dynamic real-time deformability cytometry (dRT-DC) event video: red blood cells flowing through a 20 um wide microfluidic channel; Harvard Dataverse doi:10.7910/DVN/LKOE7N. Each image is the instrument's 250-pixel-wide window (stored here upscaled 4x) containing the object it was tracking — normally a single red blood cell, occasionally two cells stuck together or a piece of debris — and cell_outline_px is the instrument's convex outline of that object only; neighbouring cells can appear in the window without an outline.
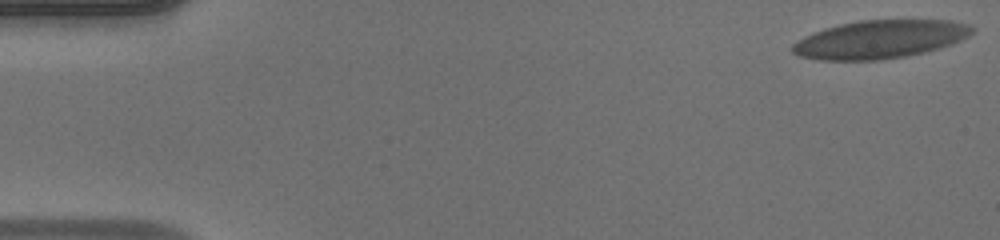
{"species": "human", "species_latin": "Homo sapiens", "temperature_condition": "warm", "stored_images_in_passage": 50, "camera_frame_rate_fps": 3000, "um_per_image_px": 0.085, "donor": {"sex": "male"}, "frame": {"image": 1, "passage_image": 1, "time_ms": 0.0, "image_size_px": [1000, 240], "cell_outline_px": [[972, 32], [968, 36], [952, 44], [924, 52], [904, 56], [880, 60], [820, 60], [800, 56], [792, 52], [792, 44], [796, 40], [812, 32], [824, 28], [840, 24], [860, 20], [952, 20], [968, 24], [972, 28]], "centroid_in_image_um": [74.76, 3.34], "position_along_channel_um": 10.2, "area_um2": 39.94}}
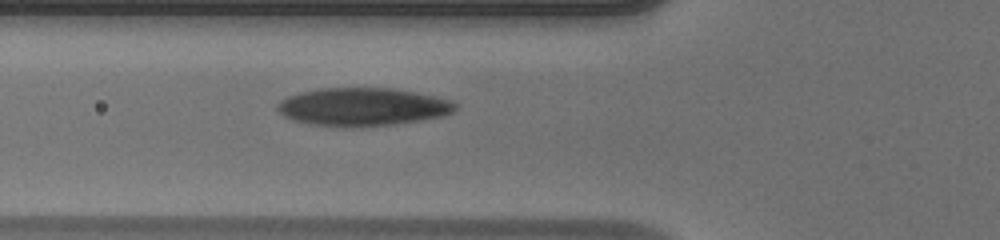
{"frame": {"image": 2, "passage_image": 18, "time_ms": 5.667, "image_size_px": [1000, 240], "cell_outline_px": [[456, 108], [452, 112], [444, 116], [396, 124], [360, 128], [348, 128], [308, 124], [292, 120], [284, 116], [276, 108], [276, 104], [280, 100], [288, 96], [300, 92], [320, 88], [392, 88], [416, 92], [436, 96], [452, 100], [456, 104]], "centroid_in_image_um": [30.81, 9.1], "position_along_channel_um": 95.0, "area_um2": 40.06}}
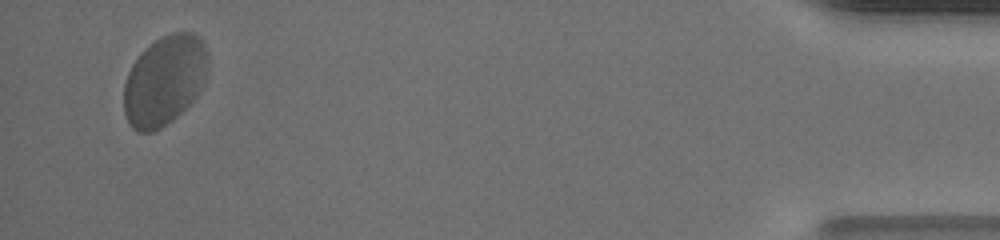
{"frame": {"image": 3, "passage_image": 48, "time_ms": 15.667, "image_size_px": [1000, 240], "cell_outline_px": [[208, 64], [204, 84], [200, 92], [172, 120], [160, 128], [152, 132], [136, 132], [128, 124], [124, 112], [124, 84], [128, 72], [132, 64], [140, 52], [144, 48], [160, 36], [172, 32], [192, 32], [200, 36], [208, 52]], "centroid_in_image_um": [13.98, 6.81], "position_along_channel_um": 421.2, "area_um2": 44.51}, "authors_computed_cell_mechanics": {"area_um2": 39.9976, "velocity_mm_per_s": 4.0549, "shape_relaxation_time_tau1_ms": 2.9434, "shape_relaxation_time_tau2_ms": null, "deformation_change_tau1": 0.1587, "deformation_change_tau2": null}}